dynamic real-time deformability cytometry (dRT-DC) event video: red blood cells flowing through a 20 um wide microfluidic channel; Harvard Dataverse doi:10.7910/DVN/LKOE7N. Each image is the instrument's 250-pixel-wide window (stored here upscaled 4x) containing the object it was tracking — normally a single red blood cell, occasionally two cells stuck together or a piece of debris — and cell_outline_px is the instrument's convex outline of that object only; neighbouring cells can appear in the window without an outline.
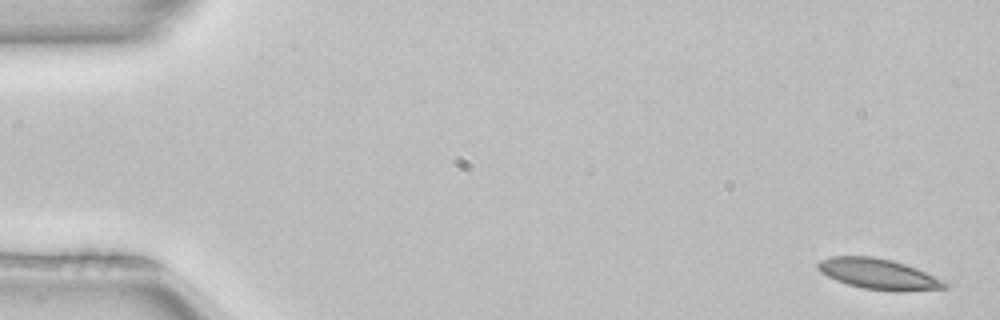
{"species": "common noctule bat (a hibernating species)", "species_latin": "Nyctalus noctula", "temperature_condition": "room temperature", "stored_images_in_passage": 4, "camera_frame_rate_fps": 3000, "um_per_image_px": 0.085, "animal": {"sex": "female", "body_mass_g": 22.7, "forearm_length_mm": 54.2}, "frame": {"image": 1, "passage_image": 1, "time_ms": 0.0, "image_size_px": [1000, 320], "cell_outline_px": [[952, 284], [948, 288], [900, 292], [896, 292], [864, 288], [848, 284], [836, 280], [820, 272], [816, 268], [816, 264], [820, 260], [832, 256], [872, 256], [892, 260], [916, 268]], "centroid_in_image_um": [74.7, 23.3], "position_along_channel_um": 10.3, "area_um2": 22.77}}
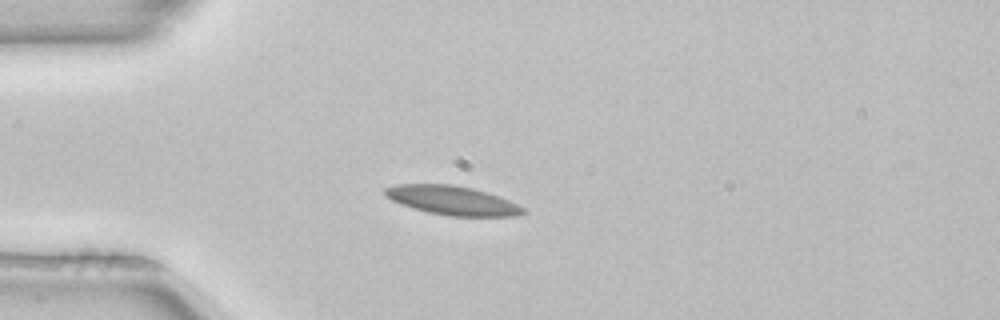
{"frame": {"image": 2, "passage_image": 4, "time_ms": 1.0, "image_size_px": [1000, 320], "cell_outline_px": [[528, 212], [516, 216], [448, 216], [428, 212], [412, 208], [400, 204], [384, 196], [384, 188], [396, 184], [452, 184], [472, 188], [508, 200], [524, 208]], "centroid_in_image_um": [38.4, 17.04], "position_along_channel_um": 46.6, "area_um2": 23.29}}